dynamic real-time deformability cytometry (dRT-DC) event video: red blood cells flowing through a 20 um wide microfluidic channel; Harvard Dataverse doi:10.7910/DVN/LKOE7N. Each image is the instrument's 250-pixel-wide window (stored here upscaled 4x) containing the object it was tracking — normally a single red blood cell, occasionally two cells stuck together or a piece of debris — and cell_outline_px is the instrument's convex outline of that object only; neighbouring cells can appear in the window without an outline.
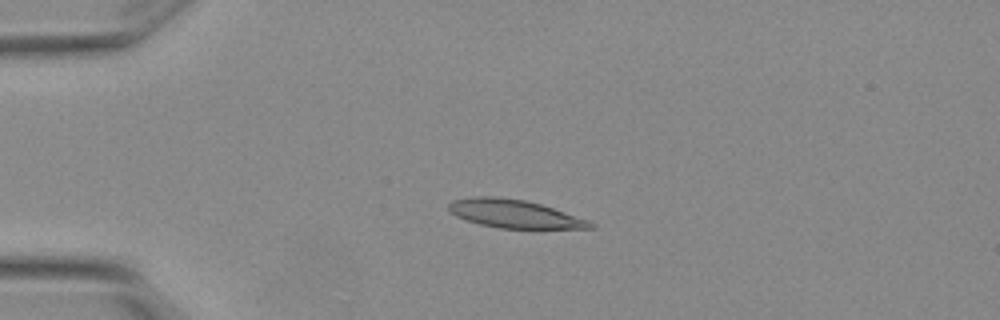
{"species": "Egyptian fruit bat (a non-hibernating species)", "species_latin": "Rousettus aegyptiacus", "temperature_condition": "warm", "stored_images_in_passage": 5, "camera_frame_rate_fps": 3000, "um_per_image_px": 0.085, "animal": {"sex": "female"}, "frame": {"image": 1, "passage_image": 3, "time_ms": 0.667, "image_size_px": [1000, 320], "cell_outline_px": [[596, 228], [500, 228], [480, 224], [456, 216], [448, 208], [448, 204], [452, 200], [476, 196], [492, 196], [524, 200], [540, 204], [588, 220], [596, 224]], "centroid_in_image_um": [43.71, 18.17], "position_along_channel_um": 41.3, "area_um2": 22.89}}
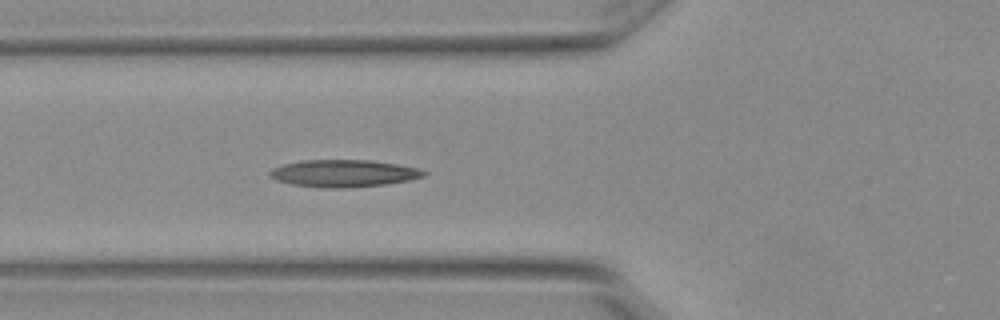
{"frame": {"image": 2, "passage_image": 5, "time_ms": 1.333, "image_size_px": [1000, 320], "cell_outline_px": [[428, 172], [424, 176], [412, 180], [384, 184], [348, 188], [324, 188], [292, 184], [276, 180], [268, 172], [272, 168], [284, 164], [304, 160], [372, 160], [396, 164], [416, 168]], "centroid_in_image_um": [29.22, 14.74], "position_along_channel_um": 96.6, "area_um2": 24.33}}